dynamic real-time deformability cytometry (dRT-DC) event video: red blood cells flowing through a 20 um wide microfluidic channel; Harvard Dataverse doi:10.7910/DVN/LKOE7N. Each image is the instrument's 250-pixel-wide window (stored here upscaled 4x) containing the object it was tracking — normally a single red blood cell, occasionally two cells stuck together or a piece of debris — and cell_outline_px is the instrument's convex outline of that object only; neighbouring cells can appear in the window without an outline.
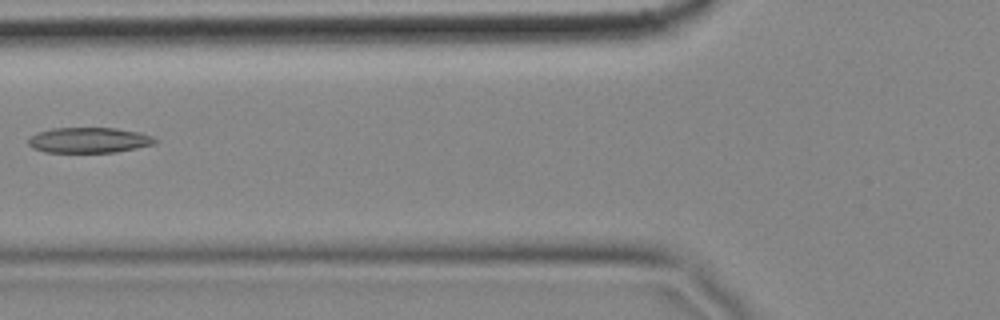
{"species": "common noctule bat (a hibernating species)", "species_latin": "Nyctalus noctula", "temperature_condition": "cold", "stored_images_in_passage": 4, "camera_frame_rate_fps": 3000, "um_per_image_px": 0.085, "animal": {"sex": "female", "body_mass_g": 18.4}, "frame": {"image": 1, "passage_image": 4, "time_ms": 1.0, "image_size_px": [1000, 320], "cell_outline_px": [[160, 140], [156, 144], [116, 152], [44, 152], [32, 148], [28, 144], [28, 136], [52, 128], [116, 128], [140, 132], [152, 136]], "centroid_in_image_um": [7.59, 11.91], "position_along_channel_um": 118.2, "area_um2": 18.96}}